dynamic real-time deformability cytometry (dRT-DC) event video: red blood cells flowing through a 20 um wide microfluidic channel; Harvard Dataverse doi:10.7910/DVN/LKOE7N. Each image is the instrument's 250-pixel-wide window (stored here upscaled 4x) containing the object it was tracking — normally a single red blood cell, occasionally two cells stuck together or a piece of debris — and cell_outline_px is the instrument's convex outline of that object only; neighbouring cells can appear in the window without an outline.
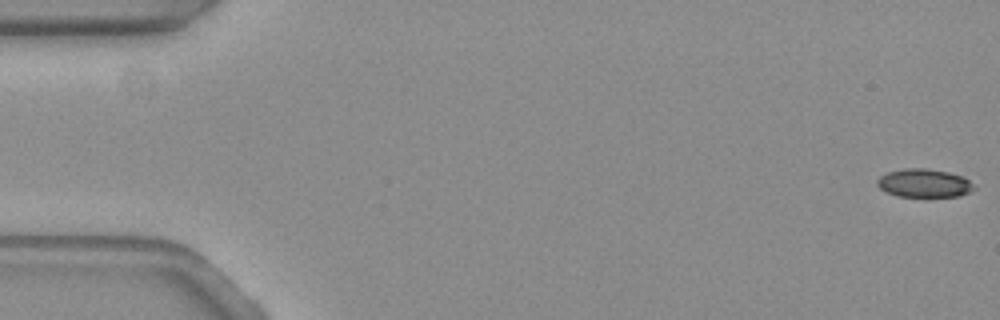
{"species": "common noctule bat (a hibernating species)", "species_latin": "Nyctalus noctula", "temperature_condition": "warm", "stored_images_in_passage": 22, "camera_frame_rate_fps": 3000, "um_per_image_px": 0.085, "animal": {"sex": "female", "body_mass_g": 19.3, "forearm_length_mm": 54.1}, "frame": {"image": 1, "passage_image": 1, "time_ms": 0.0, "image_size_px": [1000, 320], "cell_outline_px": [[976, 188], [960, 196], [924, 200], [896, 196], [880, 188], [876, 184], [876, 180], [880, 176], [888, 172], [904, 168], [924, 168], [948, 172], [960, 176], [968, 180]], "centroid_in_image_um": [78.53, 15.63], "position_along_channel_um": 6.5, "area_um2": 16.7}}
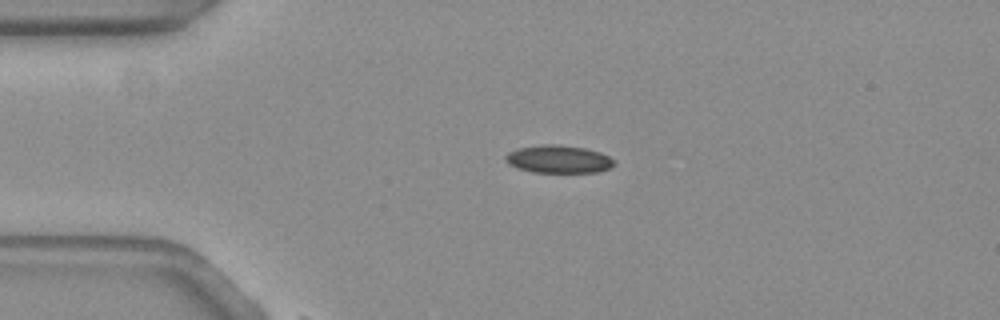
{"frame": {"image": 2, "passage_image": 13, "time_ms": 4.0, "image_size_px": [1000, 320], "cell_outline_px": [[616, 164], [608, 168], [596, 172], [532, 172], [516, 168], [508, 164], [504, 156], [508, 152], [520, 148], [544, 144], [552, 144], [584, 148], [600, 152], [608, 156]], "centroid_in_image_um": [47.44, 13.53], "position_along_channel_um": 37.6, "area_um2": 17.4}}